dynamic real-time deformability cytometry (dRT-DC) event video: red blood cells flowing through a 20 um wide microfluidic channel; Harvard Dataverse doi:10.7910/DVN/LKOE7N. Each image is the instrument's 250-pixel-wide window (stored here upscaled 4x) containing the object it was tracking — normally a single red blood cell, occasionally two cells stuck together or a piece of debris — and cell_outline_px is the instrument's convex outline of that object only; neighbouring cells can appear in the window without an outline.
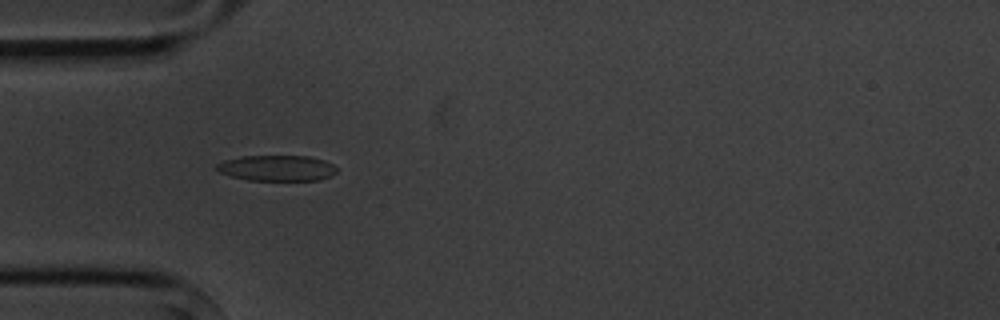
{"species": "common noctule bat (a hibernating species)", "species_latin": "Nyctalus noctula", "temperature_condition": "cold", "stored_images_in_passage": 8, "camera_frame_rate_fps": 3000, "um_per_image_px": 0.085, "animal": {"sex": "male", "body_mass_g": 20.1, "forearm_length_mm": 53.5}, "frame": {"image": 1, "passage_image": 4, "time_ms": 3.333, "image_size_px": [1000, 320], "cell_outline_px": [[336, 172], [320, 180], [248, 180], [232, 176], [220, 172], [212, 168], [216, 164], [224, 160], [240, 156], [308, 156], [324, 160], [332, 164], [336, 168]], "centroid_in_image_um": [23.49, 14.28], "position_along_channel_um": 61.5, "area_um2": 17.98}}
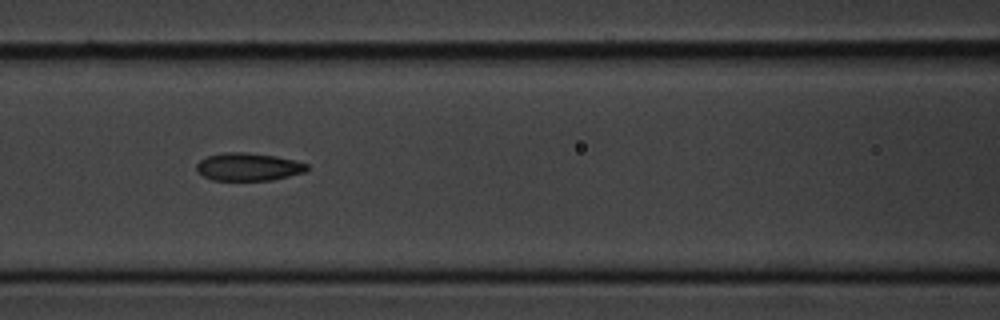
{"frame": {"image": 2, "passage_image": 6, "time_ms": 5.667, "image_size_px": [1000, 320], "cell_outline_px": [[308, 168], [304, 172], [272, 180], [212, 180], [204, 176], [196, 168], [196, 164], [200, 160], [208, 156], [224, 152], [248, 152], [276, 156], [296, 160], [308, 164]], "centroid_in_image_um": [21.12, 14.17], "position_along_channel_um": 145.5, "area_um2": 17.86}}
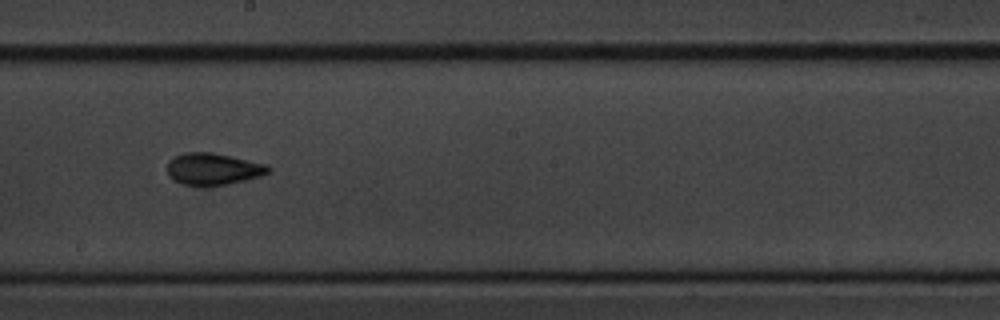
{"frame": {"image": 3, "passage_image": 8, "time_ms": 8.0, "image_size_px": [1000, 320], "cell_outline_px": [[272, 172], [260, 176], [228, 184], [180, 184], [172, 180], [168, 176], [168, 160], [184, 152], [212, 152], [268, 164], [272, 168]], "centroid_in_image_um": [18.14, 14.34], "position_along_channel_um": 230.1, "area_um2": 18.67}}